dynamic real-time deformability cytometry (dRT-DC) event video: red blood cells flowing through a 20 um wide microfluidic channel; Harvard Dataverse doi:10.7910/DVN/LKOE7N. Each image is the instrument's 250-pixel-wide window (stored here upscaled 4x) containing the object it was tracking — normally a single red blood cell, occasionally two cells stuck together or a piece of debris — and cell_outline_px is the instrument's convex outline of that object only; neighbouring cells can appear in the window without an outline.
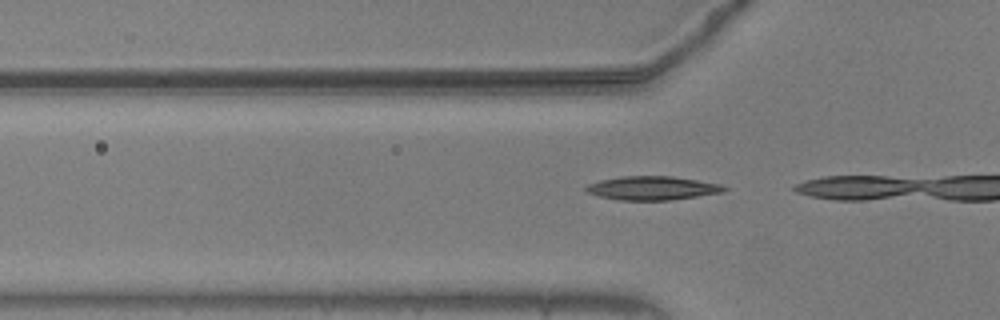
{"species": "common noctule bat (a hibernating species)", "species_latin": "Nyctalus noctula", "temperature_condition": "warm", "stored_images_in_passage": 3, "camera_frame_rate_fps": 3000, "um_per_image_px": 0.085, "animal": {"sex": "male", "body_mass_g": 20.5, "forearm_length_mm": 52.5}, "frame": {"image": 1, "passage_image": 2, "time_ms": 0.333, "image_size_px": [1000, 320], "cell_outline_px": [[728, 188], [724, 192], [668, 200], [616, 200], [600, 196], [588, 192], [584, 188], [588, 184], [600, 180], [620, 176], [672, 176], [720, 184]], "centroid_in_image_um": [55.43, 15.98], "position_along_channel_um": 70.4, "area_um2": 18.96}}